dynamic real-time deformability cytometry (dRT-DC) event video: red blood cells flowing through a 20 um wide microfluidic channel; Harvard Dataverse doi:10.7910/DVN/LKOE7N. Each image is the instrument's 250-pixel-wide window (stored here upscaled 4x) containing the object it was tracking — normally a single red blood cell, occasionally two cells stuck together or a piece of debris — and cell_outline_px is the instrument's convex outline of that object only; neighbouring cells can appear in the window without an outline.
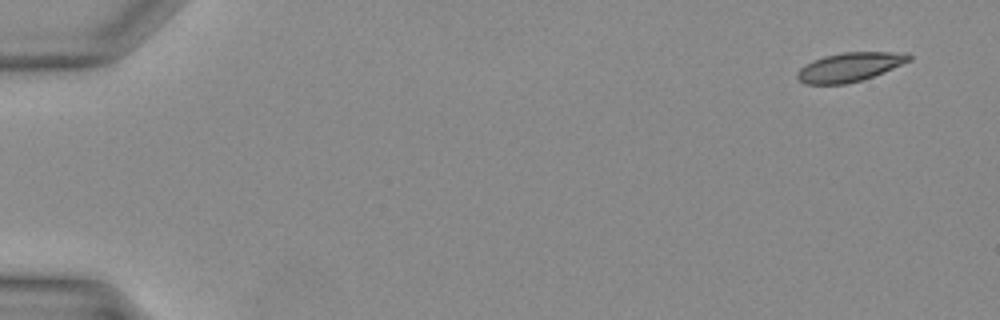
{"species": "Egyptian fruit bat (a non-hibernating species)", "species_latin": "Rousettus aegyptiacus", "temperature_condition": "warm", "stored_images_in_passage": 38, "camera_frame_rate_fps": 3000, "um_per_image_px": 0.085, "animal": {"sex": "female"}, "frame": {"image": 1, "passage_image": 1, "time_ms": 0.0, "image_size_px": [1000, 320], "cell_outline_px": [[912, 60], [872, 76], [848, 84], [804, 84], [796, 76], [796, 72], [804, 64], [812, 60], [824, 56], [844, 52], [892, 52], [912, 56]], "centroid_in_image_um": [72.15, 5.7], "position_along_channel_um": 12.9, "area_um2": 18.67}}
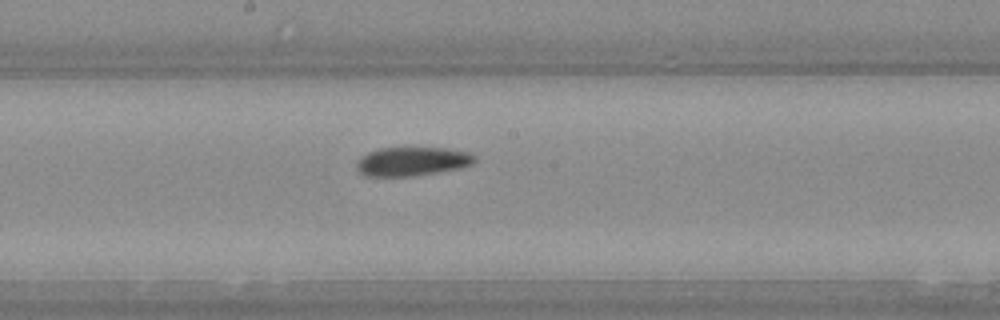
{"frame": {"image": 2, "passage_image": 21, "time_ms": 6.667, "image_size_px": [1000, 320], "cell_outline_px": [[476, 160], [472, 164], [460, 168], [412, 176], [364, 176], [356, 168], [356, 164], [360, 156], [368, 152], [380, 148], [448, 148], [472, 152], [476, 156]], "centroid_in_image_um": [35.05, 13.71], "position_along_channel_um": 213.2, "area_um2": 20.0}}
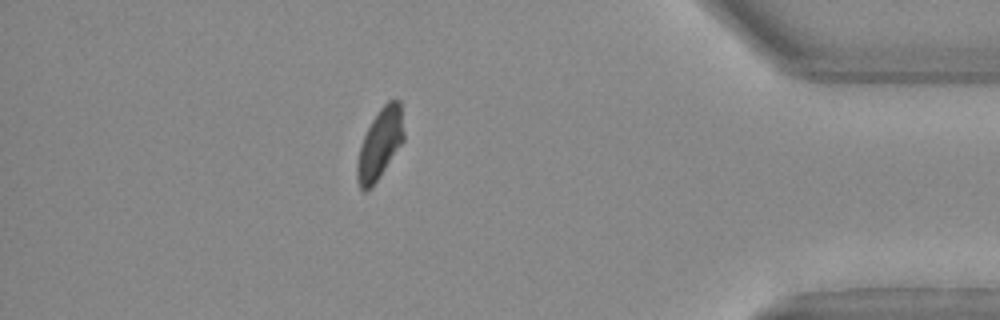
{"frame": {"image": 3, "passage_image": 34, "time_ms": 11.0, "image_size_px": [1000, 320], "cell_outline_px": [[404, 140], [376, 180], [364, 192], [360, 188], [356, 180], [356, 164], [360, 144], [372, 120], [380, 108], [388, 100], [400, 100], [404, 132]], "centroid_in_image_um": [32.28, 12.2], "position_along_channel_um": 402.9, "area_um2": 18.79}}